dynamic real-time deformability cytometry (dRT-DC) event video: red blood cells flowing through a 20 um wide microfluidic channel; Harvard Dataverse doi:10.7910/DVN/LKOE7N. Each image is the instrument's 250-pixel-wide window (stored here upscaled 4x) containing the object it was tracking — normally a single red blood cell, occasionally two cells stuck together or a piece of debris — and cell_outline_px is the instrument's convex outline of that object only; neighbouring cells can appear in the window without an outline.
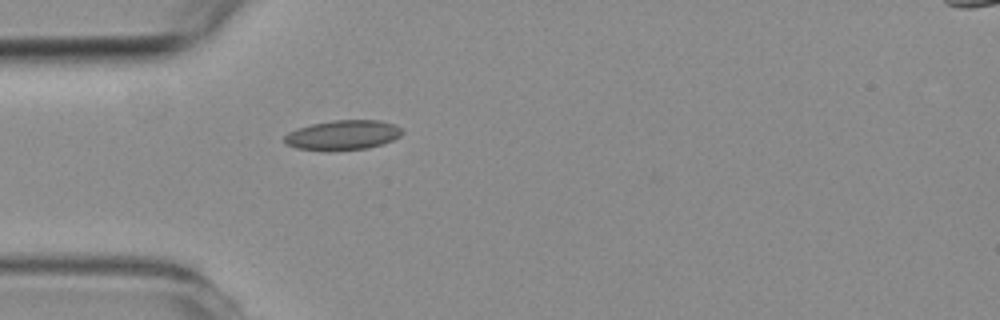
{"species": "common noctule bat (a hibernating species)", "species_latin": "Nyctalus noctula", "temperature_condition": "room temperature", "stored_images_in_passage": 4, "camera_frame_rate_fps": 3000, "um_per_image_px": 0.085, "animal": {"sex": "female", "body_mass_g": 19.3, "forearm_length_mm": 54.1}, "frame": {"image": 1, "passage_image": 4, "time_ms": 3.333, "image_size_px": [1000, 320], "cell_outline_px": [[404, 132], [400, 136], [392, 140], [368, 148], [296, 148], [284, 144], [284, 136], [288, 132], [296, 128], [312, 124], [332, 120], [380, 120], [396, 124]], "centroid_in_image_um": [29.16, 11.43], "position_along_channel_um": 55.8, "area_um2": 19.77}}